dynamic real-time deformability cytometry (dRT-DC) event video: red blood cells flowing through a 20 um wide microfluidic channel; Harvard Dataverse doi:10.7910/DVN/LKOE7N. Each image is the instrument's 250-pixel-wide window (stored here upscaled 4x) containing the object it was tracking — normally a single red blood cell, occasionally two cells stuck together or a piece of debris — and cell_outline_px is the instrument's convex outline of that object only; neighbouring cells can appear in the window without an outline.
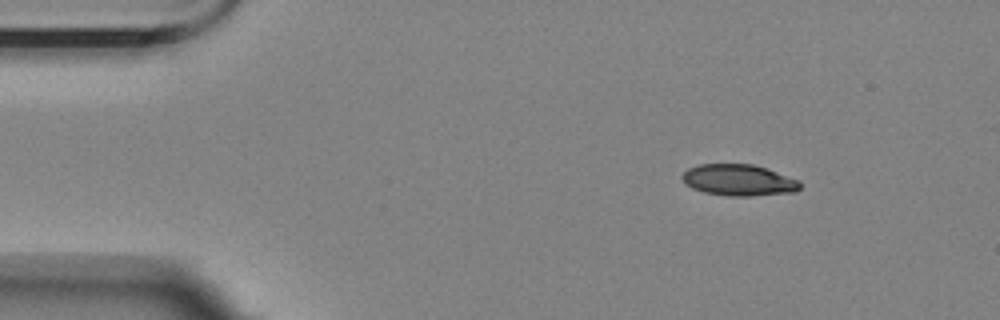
{"species": "Egyptian fruit bat (a non-hibernating species)", "species_latin": "Rousettus aegyptiacus", "temperature_condition": "room temperature", "stored_images_in_passage": 9, "camera_frame_rate_fps": 3000, "um_per_image_px": 0.085, "animal": {"sex": "female"}, "frame": {"image": 1, "passage_image": 1, "time_ms": 0.0, "image_size_px": [1000, 320], "cell_outline_px": [[800, 188], [796, 192], [752, 196], [728, 196], [704, 192], [692, 188], [680, 176], [688, 168], [700, 164], [752, 164], [768, 168], [800, 180]], "centroid_in_image_um": [62.83, 15.31], "position_along_channel_um": 22.2, "area_um2": 21.68}}
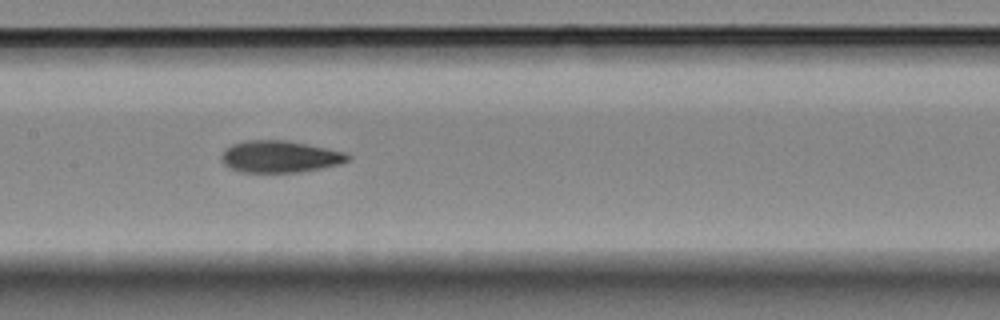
{"frame": {"image": 2, "passage_image": 6, "time_ms": 6.667, "image_size_px": [1000, 320], "cell_outline_px": [[352, 156], [348, 160], [340, 164], [300, 172], [240, 172], [224, 164], [220, 160], [220, 156], [232, 144], [248, 140], [284, 140], [308, 144], [344, 152]], "centroid_in_image_um": [23.79, 13.31], "position_along_channel_um": 183.6, "area_um2": 23.29}}
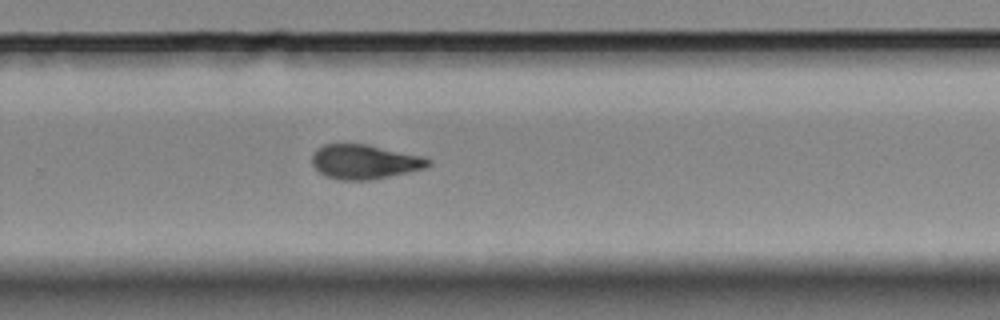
{"frame": {"image": 3, "passage_image": 9, "time_ms": 10.0, "image_size_px": [1000, 320], "cell_outline_px": [[432, 164], [424, 168], [408, 172], [372, 180], [340, 180], [324, 176], [312, 164], [312, 156], [316, 148], [324, 144], [368, 144], [424, 156], [432, 160]], "centroid_in_image_um": [31.0, 13.75], "position_along_channel_um": 298.8, "area_um2": 23.52}}